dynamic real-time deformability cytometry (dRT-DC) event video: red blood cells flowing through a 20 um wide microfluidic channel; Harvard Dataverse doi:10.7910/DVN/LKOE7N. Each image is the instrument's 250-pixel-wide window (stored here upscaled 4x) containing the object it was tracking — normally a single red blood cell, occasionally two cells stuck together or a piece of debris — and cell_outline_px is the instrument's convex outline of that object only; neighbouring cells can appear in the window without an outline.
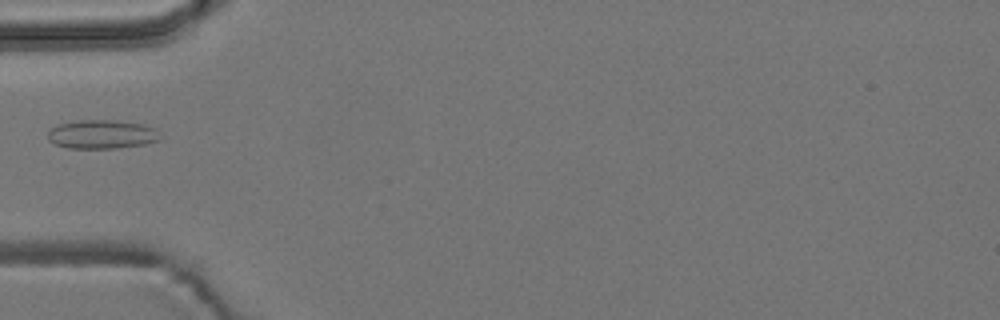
{"species": "common noctule bat (a hibernating species)", "species_latin": "Nyctalus noctula", "temperature_condition": "room temperature", "stored_images_in_passage": 1, "camera_frame_rate_fps": 3000, "um_per_image_px": 0.085, "animal": {"sex": "male", "body_mass_g": 19.2, "forearm_length_mm": 51.8}, "frame": {"image": 1, "passage_image": 1, "time_ms": 0.0, "image_size_px": [1000, 320], "cell_outline_px": [[160, 140], [144, 144], [116, 148], [68, 148], [56, 144], [48, 140], [48, 132], [56, 124], [76, 120], [116, 120], [144, 124], [156, 128]], "centroid_in_image_um": [8.65, 11.4], "position_along_channel_um": 76.4, "area_um2": 18.96}}